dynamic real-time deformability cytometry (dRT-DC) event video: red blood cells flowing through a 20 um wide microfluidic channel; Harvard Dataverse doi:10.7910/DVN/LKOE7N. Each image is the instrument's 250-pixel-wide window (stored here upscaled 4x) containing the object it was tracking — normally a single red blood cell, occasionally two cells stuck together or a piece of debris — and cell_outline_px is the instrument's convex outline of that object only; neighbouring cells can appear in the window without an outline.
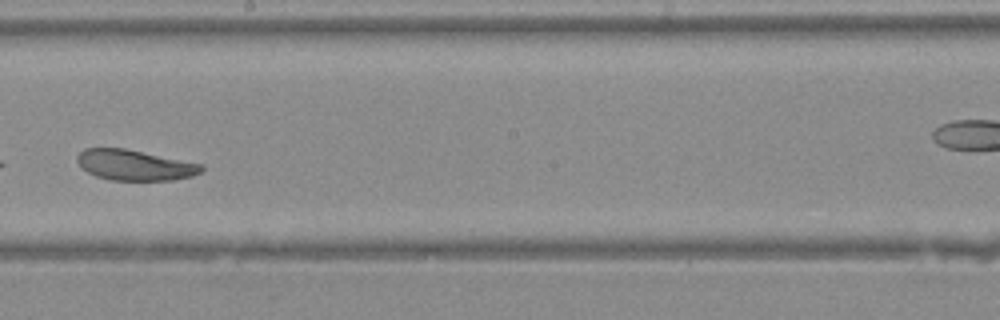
{"species": "Egyptian fruit bat (a non-hibernating species)", "species_latin": "Rousettus aegyptiacus", "temperature_condition": "warm", "stored_images_in_passage": 30, "camera_frame_rate_fps": 3000, "um_per_image_px": 0.085, "animal": {"sex": "female"}, "frame": {"image": 1, "passage_image": 18, "time_ms": 5.667, "image_size_px": [1000, 320], "cell_outline_px": [[204, 168], [200, 172], [192, 176], [172, 180], [112, 180], [96, 176], [88, 172], [76, 160], [76, 156], [84, 148], [124, 148], [204, 164]], "centroid_in_image_um": [11.47, 14.03], "position_along_channel_um": 236.7, "area_um2": 22.02}}